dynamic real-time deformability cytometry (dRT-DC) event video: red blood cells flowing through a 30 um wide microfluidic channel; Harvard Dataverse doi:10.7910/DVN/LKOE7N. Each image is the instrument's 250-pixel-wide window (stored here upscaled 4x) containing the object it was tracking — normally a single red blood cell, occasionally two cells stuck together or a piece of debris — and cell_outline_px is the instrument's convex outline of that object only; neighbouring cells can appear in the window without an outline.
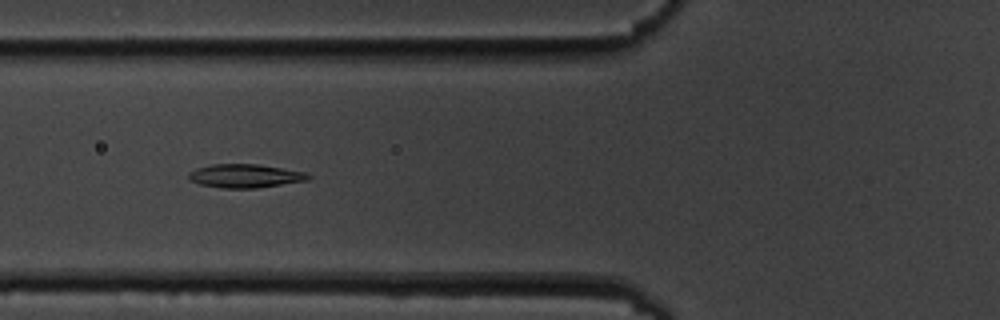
{"species": "common noctule bat (a hibernating species)", "species_latin": "Nyctalus noctula", "temperature_condition": "cold", "stored_images_in_passage": 7, "camera_frame_rate_fps": 3000, "um_per_image_px": 0.085, "animal": {"sex": "male", "body_mass_g": 19.5, "forearm_length_mm": 54.6}, "frame": {"image": 1, "passage_image": 7, "time_ms": 7.0, "image_size_px": [1000, 320], "cell_outline_px": [[312, 176], [308, 180], [256, 188], [224, 188], [200, 184], [188, 180], [188, 172], [196, 168], [212, 164], [256, 164], [308, 172]], "centroid_in_image_um": [20.83, 14.95], "position_along_channel_um": 105.0, "area_um2": 16.47}}